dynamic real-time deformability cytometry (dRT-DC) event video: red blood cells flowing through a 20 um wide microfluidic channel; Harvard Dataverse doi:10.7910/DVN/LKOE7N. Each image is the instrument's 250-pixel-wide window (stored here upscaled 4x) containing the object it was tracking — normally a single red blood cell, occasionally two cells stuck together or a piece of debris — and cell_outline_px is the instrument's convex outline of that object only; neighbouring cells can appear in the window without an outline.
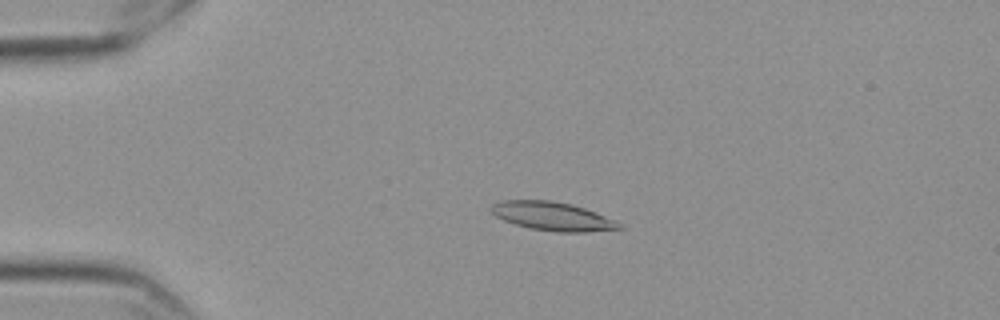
{"species": "Egyptian fruit bat (a non-hibernating species)", "species_latin": "Rousettus aegyptiacus", "temperature_condition": "cold", "stored_images_in_passage": 56, "camera_frame_rate_fps": 3000, "um_per_image_px": 0.085, "frame": {"image": 1, "passage_image": 12, "time_ms": 3.667, "image_size_px": [1000, 320], "cell_outline_px": [[624, 228], [588, 232], [556, 232], [528, 228], [504, 220], [496, 216], [492, 212], [492, 204], [500, 200], [552, 200], [572, 204], [596, 212], [624, 224]], "centroid_in_image_um": [47.01, 18.38], "position_along_channel_um": 38.0, "area_um2": 21.44}}
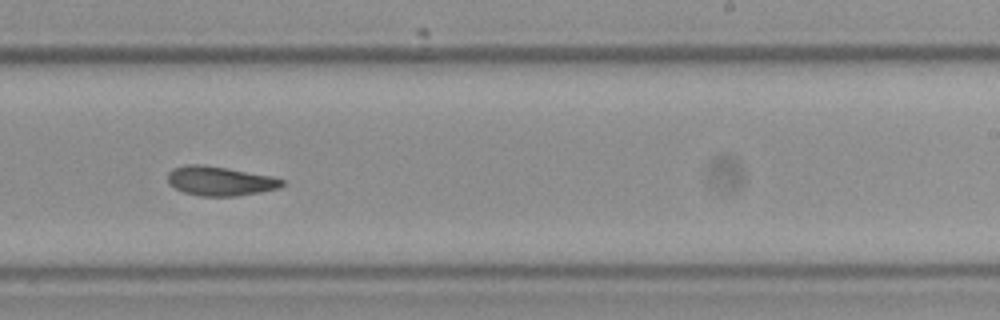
{"frame": {"image": 2, "passage_image": 35, "time_ms": 11.333, "image_size_px": [1000, 320], "cell_outline_px": [[284, 184], [280, 188], [260, 192], [236, 196], [200, 196], [184, 192], [168, 184], [168, 172], [172, 168], [188, 164], [200, 164], [272, 176], [284, 180]], "centroid_in_image_um": [18.69, 15.39], "position_along_channel_um": 270.3, "area_um2": 19.42}}
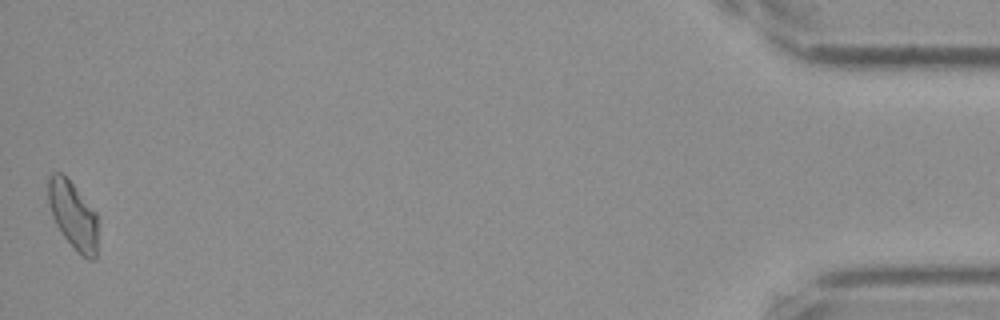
{"frame": {"image": 3, "passage_image": 56, "time_ms": 18.333, "image_size_px": [1000, 320], "cell_outline_px": [[96, 260], [88, 260], [80, 256], [60, 232], [52, 216], [48, 200], [48, 176], [52, 172], [60, 172], [72, 184], [96, 212]], "centroid_in_image_um": [6.19, 18.33], "position_along_channel_um": 429.0, "area_um2": 19.42}, "authors_computed_cell_mechanics": {"area_um2": 19.9121, "velocity_mm_per_s": 3.5324, "shape_relaxation_time_tau1_ms": null, "shape_relaxation_time_tau2_ms": 4.3492, "deformation_change_tau1": null, "deformation_change_tau2": 0.0989}}